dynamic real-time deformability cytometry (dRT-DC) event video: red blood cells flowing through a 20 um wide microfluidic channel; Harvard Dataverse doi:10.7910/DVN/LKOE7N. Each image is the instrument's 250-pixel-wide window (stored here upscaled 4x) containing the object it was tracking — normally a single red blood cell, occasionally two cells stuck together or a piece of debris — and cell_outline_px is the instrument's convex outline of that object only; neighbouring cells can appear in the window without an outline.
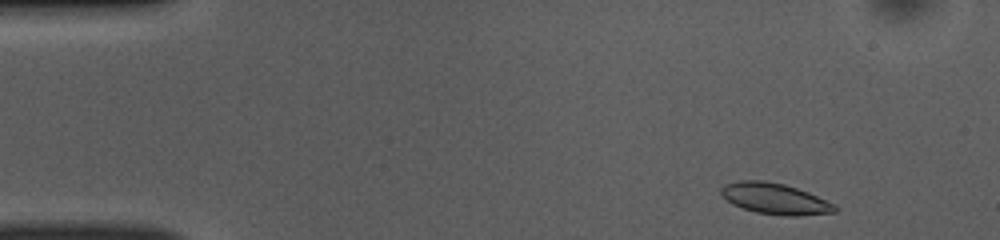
{"species": "common noctule bat (a hibernating species)", "species_latin": "Nyctalus noctula", "temperature_condition": "room temperature", "stored_images_in_passage": 47, "camera_frame_rate_fps": 3000, "um_per_image_px": 0.085, "animal": {"sex": "female", "body_mass_g": 10.0, "forearm_length_mm": 53.1}, "frame": {"image": 1, "passage_image": 2, "time_ms": 0.333, "image_size_px": [1000, 240], "cell_outline_px": [[840, 208], [836, 212], [800, 216], [784, 216], [756, 212], [732, 204], [720, 196], [720, 188], [724, 184], [740, 180], [764, 180], [784, 184], [808, 192], [836, 204]], "centroid_in_image_um": [65.88, 16.89], "position_along_channel_um": 19.1, "area_um2": 20.87}}
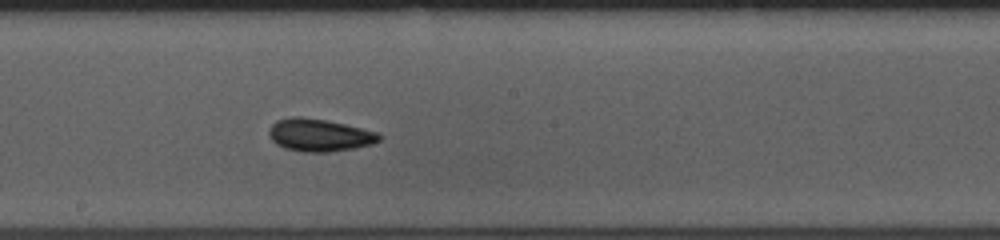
{"frame": {"image": 2, "passage_image": 24, "time_ms": 7.667, "image_size_px": [1000, 240], "cell_outline_px": [[384, 136], [380, 140], [372, 144], [352, 148], [328, 152], [304, 152], [284, 148], [276, 144], [272, 140], [268, 132], [268, 128], [276, 120], [292, 116], [300, 116], [324, 120], [344, 124], [380, 132]], "centroid_in_image_um": [27.15, 11.48], "position_along_channel_um": 221.1, "area_um2": 21.04}}
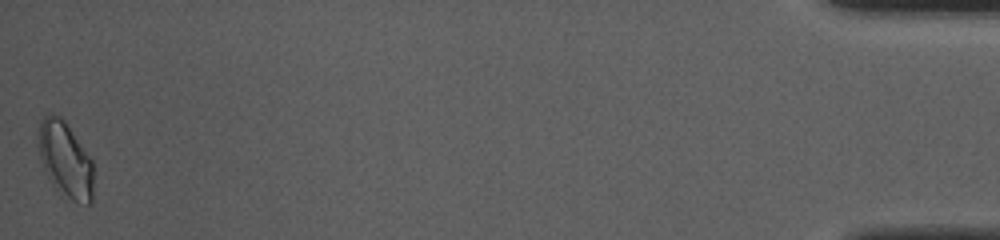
{"frame": {"image": 3, "passage_image": 47, "time_ms": 15.333, "image_size_px": [1000, 240], "cell_outline_px": [[92, 204], [88, 204], [72, 200], [60, 196], [48, 176], [40, 160], [36, 144], [40, 120], [48, 112], [52, 112], [60, 116], [64, 120], [92, 160]], "centroid_in_image_um": [5.5, 13.55], "position_along_channel_um": 429.7, "area_um2": 24.57}, "authors_computed_cell_mechanics": {"area_um2": 20.0566, "velocity_mm_per_s": 3.9353, "shape_relaxation_time_tau1_ms": 5.5686, "shape_relaxation_time_tau2_ms": 5.0711, "deformation_change_tau1": 0.1185, "deformation_change_tau2": 0.0771}}